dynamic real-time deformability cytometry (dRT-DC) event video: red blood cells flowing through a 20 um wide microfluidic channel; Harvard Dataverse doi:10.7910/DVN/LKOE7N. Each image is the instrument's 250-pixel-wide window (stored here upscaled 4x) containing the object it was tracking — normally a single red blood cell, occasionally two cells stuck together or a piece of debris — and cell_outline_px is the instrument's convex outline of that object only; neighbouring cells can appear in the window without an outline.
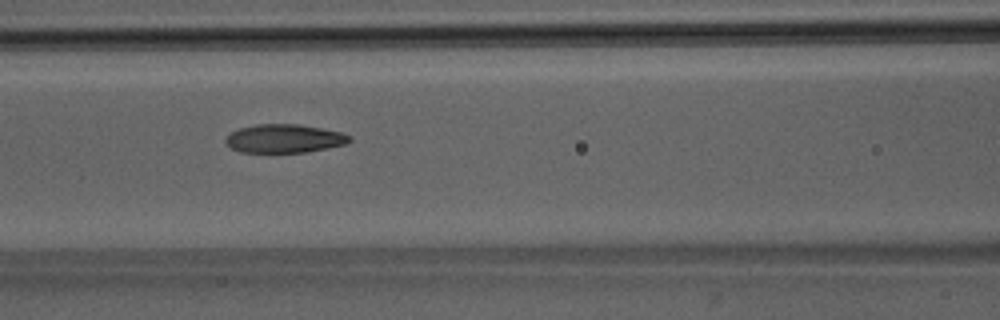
{"species": "Egyptian fruit bat (a non-hibernating species)", "species_latin": "Rousettus aegyptiacus", "temperature_condition": "room temperature", "stored_images_in_passage": 39, "camera_frame_rate_fps": 3000, "um_per_image_px": 0.085, "animal": {"sex": "male"}, "frame": {"image": 1, "passage_image": 17, "time_ms": 5.333, "image_size_px": [1000, 320], "cell_outline_px": [[352, 140], [344, 144], [304, 152], [240, 152], [232, 148], [224, 140], [232, 132], [240, 128], [256, 124], [300, 124], [340, 132], [352, 136]], "centroid_in_image_um": [24.16, 11.77], "position_along_channel_um": 142.4, "area_um2": 20.29}}